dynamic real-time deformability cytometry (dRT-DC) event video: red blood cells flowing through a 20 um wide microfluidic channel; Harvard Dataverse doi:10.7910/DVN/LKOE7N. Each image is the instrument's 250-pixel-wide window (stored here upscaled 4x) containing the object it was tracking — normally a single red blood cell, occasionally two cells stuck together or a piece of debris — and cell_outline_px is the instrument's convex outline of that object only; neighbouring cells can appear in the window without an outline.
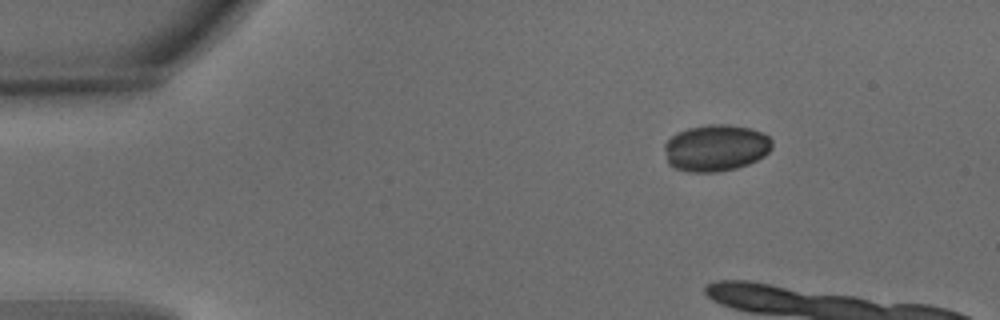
{"species": "common noctule bat (a hibernating species)", "species_latin": "Nyctalus noctula", "temperature_condition": "warm", "stored_images_in_passage": 4, "camera_frame_rate_fps": 3000, "um_per_image_px": 0.085, "animal": {"sex": "male", "body_mass_g": 15.6}, "frame": {"image": 1, "passage_image": 1, "time_ms": 0.0, "image_size_px": [1000, 320], "cell_outline_px": [[772, 148], [764, 156], [748, 164], [736, 168], [716, 172], [688, 172], [676, 168], [668, 164], [664, 148], [664, 144], [676, 132], [688, 128], [708, 124], [728, 124], [748, 128], [760, 132], [768, 136], [772, 140]], "centroid_in_image_um": [60.83, 12.57], "position_along_channel_um": 24.2, "area_um2": 29.3}}
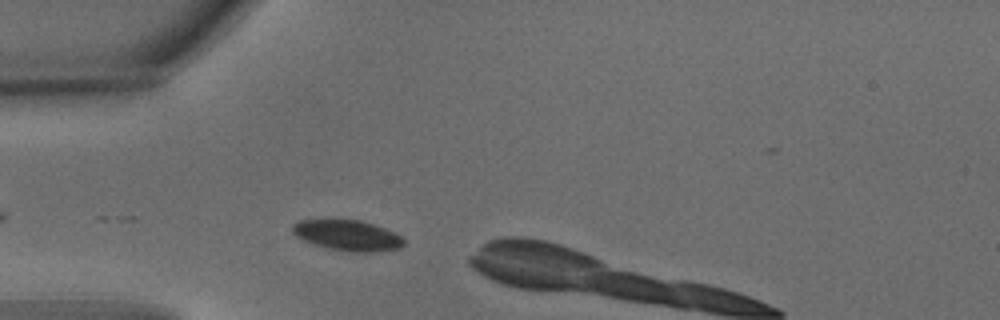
{"frame": {"image": 2, "passage_image": 4, "time_ms": 1.0, "image_size_px": [1000, 320], "cell_outline_px": [[404, 244], [400, 248], [372, 252], [348, 252], [328, 248], [312, 244], [296, 236], [292, 232], [292, 224], [300, 220], [324, 216], [360, 220], [384, 228], [400, 236], [404, 240]], "centroid_in_image_um": [29.44, 19.95], "position_along_channel_um": 55.6, "area_um2": 20.58}}